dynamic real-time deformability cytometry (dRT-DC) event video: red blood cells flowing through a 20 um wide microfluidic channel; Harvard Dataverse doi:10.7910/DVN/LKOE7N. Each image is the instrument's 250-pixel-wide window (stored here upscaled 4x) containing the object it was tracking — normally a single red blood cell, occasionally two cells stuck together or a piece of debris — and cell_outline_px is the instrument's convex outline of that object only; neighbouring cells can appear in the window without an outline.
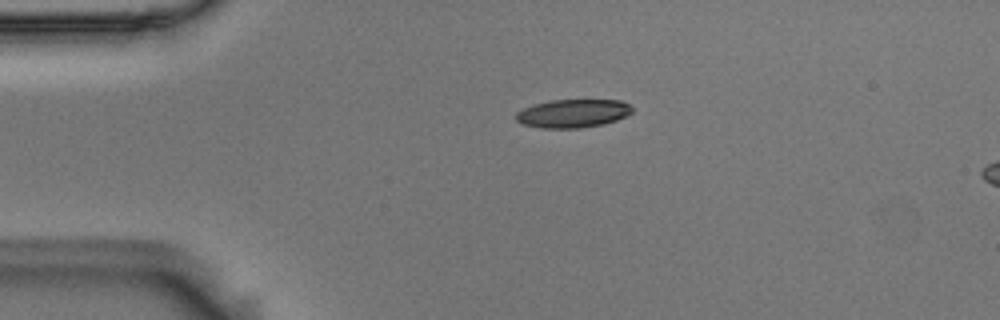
{"species": "Egyptian fruit bat (a non-hibernating species)", "species_latin": "Rousettus aegyptiacus", "temperature_condition": "room temperature", "stored_images_in_passage": 6, "camera_frame_rate_fps": 3000, "um_per_image_px": 0.085, "animal": {"sex": "male"}, "frame": {"image": 1, "passage_image": 1, "time_ms": 0.0, "image_size_px": [1000, 320], "cell_outline_px": [[632, 112], [616, 120], [604, 124], [580, 128], [540, 128], [524, 124], [516, 120], [516, 112], [524, 108], [536, 104], [552, 100], [620, 100], [628, 104], [632, 108]], "centroid_in_image_um": [48.69, 9.64], "position_along_channel_um": 36.3, "area_um2": 19.02}}